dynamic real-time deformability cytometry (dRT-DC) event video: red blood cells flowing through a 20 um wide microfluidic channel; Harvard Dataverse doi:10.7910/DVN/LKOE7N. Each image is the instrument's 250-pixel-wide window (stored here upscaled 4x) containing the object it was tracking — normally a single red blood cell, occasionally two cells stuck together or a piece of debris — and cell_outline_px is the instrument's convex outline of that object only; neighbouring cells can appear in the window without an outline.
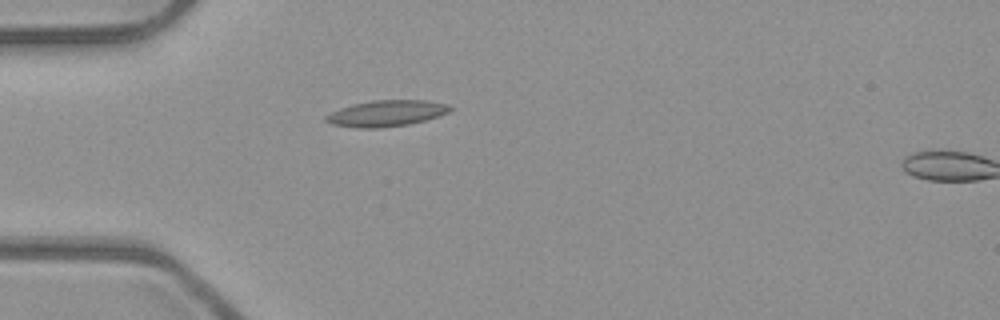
{"species": "common noctule bat (a hibernating species)", "species_latin": "Nyctalus noctula", "temperature_condition": "room temperature", "stored_images_in_passage": 2, "camera_frame_rate_fps": 3000, "um_per_image_px": 0.085, "animal": {"sex": "male", "body_mass_g": 23.1, "forearm_length_mm": 52.7}, "frame": {"image": 1, "passage_image": 1, "time_ms": 0.0, "image_size_px": [1000, 320], "cell_outline_px": [[452, 108], [448, 112], [424, 120], [408, 124], [380, 128], [356, 128], [332, 124], [324, 120], [324, 116], [340, 108], [352, 104], [372, 100], [424, 100], [448, 104]], "centroid_in_image_um": [32.79, 9.63], "position_along_channel_um": 52.2, "area_um2": 18.79}}